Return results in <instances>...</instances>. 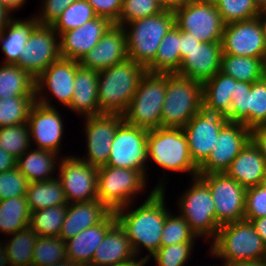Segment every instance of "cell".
I'll return each instance as SVG.
<instances>
[{
    "label": "cell",
    "instance_id": "obj_1",
    "mask_svg": "<svg viewBox=\"0 0 266 266\" xmlns=\"http://www.w3.org/2000/svg\"><path fill=\"white\" fill-rule=\"evenodd\" d=\"M159 180L160 184L155 185L146 200L136 209L132 210L135 206L131 203L114 211L117 222L125 231L137 258L140 257L142 248L148 250L147 255L140 257L147 261L160 248L163 225L170 210L165 205L166 180Z\"/></svg>",
    "mask_w": 266,
    "mask_h": 266
},
{
    "label": "cell",
    "instance_id": "obj_2",
    "mask_svg": "<svg viewBox=\"0 0 266 266\" xmlns=\"http://www.w3.org/2000/svg\"><path fill=\"white\" fill-rule=\"evenodd\" d=\"M146 71L144 66L129 58L99 71L98 104L100 112L123 115Z\"/></svg>",
    "mask_w": 266,
    "mask_h": 266
},
{
    "label": "cell",
    "instance_id": "obj_3",
    "mask_svg": "<svg viewBox=\"0 0 266 266\" xmlns=\"http://www.w3.org/2000/svg\"><path fill=\"white\" fill-rule=\"evenodd\" d=\"M209 247V254L222 259L223 266L266 259V245L245 219L221 225Z\"/></svg>",
    "mask_w": 266,
    "mask_h": 266
},
{
    "label": "cell",
    "instance_id": "obj_4",
    "mask_svg": "<svg viewBox=\"0 0 266 266\" xmlns=\"http://www.w3.org/2000/svg\"><path fill=\"white\" fill-rule=\"evenodd\" d=\"M148 161L169 172L198 176V166L192 161L188 139L183 128L159 127L148 130Z\"/></svg>",
    "mask_w": 266,
    "mask_h": 266
},
{
    "label": "cell",
    "instance_id": "obj_5",
    "mask_svg": "<svg viewBox=\"0 0 266 266\" xmlns=\"http://www.w3.org/2000/svg\"><path fill=\"white\" fill-rule=\"evenodd\" d=\"M174 25L175 15L169 9L125 24L128 58L146 68L155 59L162 39Z\"/></svg>",
    "mask_w": 266,
    "mask_h": 266
},
{
    "label": "cell",
    "instance_id": "obj_6",
    "mask_svg": "<svg viewBox=\"0 0 266 266\" xmlns=\"http://www.w3.org/2000/svg\"><path fill=\"white\" fill-rule=\"evenodd\" d=\"M167 73L147 72L142 76L124 121L145 129L161 127V111L166 94Z\"/></svg>",
    "mask_w": 266,
    "mask_h": 266
},
{
    "label": "cell",
    "instance_id": "obj_7",
    "mask_svg": "<svg viewBox=\"0 0 266 266\" xmlns=\"http://www.w3.org/2000/svg\"><path fill=\"white\" fill-rule=\"evenodd\" d=\"M201 99L202 83L167 73L161 127L183 128L198 113Z\"/></svg>",
    "mask_w": 266,
    "mask_h": 266
},
{
    "label": "cell",
    "instance_id": "obj_8",
    "mask_svg": "<svg viewBox=\"0 0 266 266\" xmlns=\"http://www.w3.org/2000/svg\"><path fill=\"white\" fill-rule=\"evenodd\" d=\"M191 185L177 199L180 215L186 220L198 238L214 240L219 226L216 223L215 203L208 185L199 177H193Z\"/></svg>",
    "mask_w": 266,
    "mask_h": 266
},
{
    "label": "cell",
    "instance_id": "obj_9",
    "mask_svg": "<svg viewBox=\"0 0 266 266\" xmlns=\"http://www.w3.org/2000/svg\"><path fill=\"white\" fill-rule=\"evenodd\" d=\"M148 177L141 170L98 167L97 197L111 211L131 204L136 195L145 193Z\"/></svg>",
    "mask_w": 266,
    "mask_h": 266
},
{
    "label": "cell",
    "instance_id": "obj_10",
    "mask_svg": "<svg viewBox=\"0 0 266 266\" xmlns=\"http://www.w3.org/2000/svg\"><path fill=\"white\" fill-rule=\"evenodd\" d=\"M227 122L221 110L203 98L200 100L198 113L183 127L191 159L198 167L208 158L221 128Z\"/></svg>",
    "mask_w": 266,
    "mask_h": 266
},
{
    "label": "cell",
    "instance_id": "obj_11",
    "mask_svg": "<svg viewBox=\"0 0 266 266\" xmlns=\"http://www.w3.org/2000/svg\"><path fill=\"white\" fill-rule=\"evenodd\" d=\"M173 12L181 31L200 42H221L225 23L213 0L182 3Z\"/></svg>",
    "mask_w": 266,
    "mask_h": 266
},
{
    "label": "cell",
    "instance_id": "obj_12",
    "mask_svg": "<svg viewBox=\"0 0 266 266\" xmlns=\"http://www.w3.org/2000/svg\"><path fill=\"white\" fill-rule=\"evenodd\" d=\"M147 135L148 129L124 121L114 135L106 166L141 170L148 176Z\"/></svg>",
    "mask_w": 266,
    "mask_h": 266
},
{
    "label": "cell",
    "instance_id": "obj_13",
    "mask_svg": "<svg viewBox=\"0 0 266 266\" xmlns=\"http://www.w3.org/2000/svg\"><path fill=\"white\" fill-rule=\"evenodd\" d=\"M57 178L61 181L67 203L89 202L98 199V168L80 156H60Z\"/></svg>",
    "mask_w": 266,
    "mask_h": 266
},
{
    "label": "cell",
    "instance_id": "obj_14",
    "mask_svg": "<svg viewBox=\"0 0 266 266\" xmlns=\"http://www.w3.org/2000/svg\"><path fill=\"white\" fill-rule=\"evenodd\" d=\"M209 187L216 210V223L221 225L244 219L246 188L224 173L198 175Z\"/></svg>",
    "mask_w": 266,
    "mask_h": 266
},
{
    "label": "cell",
    "instance_id": "obj_15",
    "mask_svg": "<svg viewBox=\"0 0 266 266\" xmlns=\"http://www.w3.org/2000/svg\"><path fill=\"white\" fill-rule=\"evenodd\" d=\"M78 65L79 61L64 58H60L51 63L35 79L36 101L48 107H55L51 99L48 98L50 94L60 102V105L68 108L72 100L75 74ZM47 92L50 93L47 95L45 94Z\"/></svg>",
    "mask_w": 266,
    "mask_h": 266
},
{
    "label": "cell",
    "instance_id": "obj_16",
    "mask_svg": "<svg viewBox=\"0 0 266 266\" xmlns=\"http://www.w3.org/2000/svg\"><path fill=\"white\" fill-rule=\"evenodd\" d=\"M222 54L262 58L266 62V39L259 17L225 24Z\"/></svg>",
    "mask_w": 266,
    "mask_h": 266
},
{
    "label": "cell",
    "instance_id": "obj_17",
    "mask_svg": "<svg viewBox=\"0 0 266 266\" xmlns=\"http://www.w3.org/2000/svg\"><path fill=\"white\" fill-rule=\"evenodd\" d=\"M60 58L59 35L52 26L39 24L26 42L18 66L36 79Z\"/></svg>",
    "mask_w": 266,
    "mask_h": 266
},
{
    "label": "cell",
    "instance_id": "obj_18",
    "mask_svg": "<svg viewBox=\"0 0 266 266\" xmlns=\"http://www.w3.org/2000/svg\"><path fill=\"white\" fill-rule=\"evenodd\" d=\"M251 140V129L242 123L227 122L220 130L214 148L198 167V174L224 173Z\"/></svg>",
    "mask_w": 266,
    "mask_h": 266
},
{
    "label": "cell",
    "instance_id": "obj_19",
    "mask_svg": "<svg viewBox=\"0 0 266 266\" xmlns=\"http://www.w3.org/2000/svg\"><path fill=\"white\" fill-rule=\"evenodd\" d=\"M84 119L87 154L82 160L97 168L104 166L110 155L114 135L124 122L123 115L102 113Z\"/></svg>",
    "mask_w": 266,
    "mask_h": 266
},
{
    "label": "cell",
    "instance_id": "obj_20",
    "mask_svg": "<svg viewBox=\"0 0 266 266\" xmlns=\"http://www.w3.org/2000/svg\"><path fill=\"white\" fill-rule=\"evenodd\" d=\"M57 107H48L37 101L32 106L27 125L29 127L31 145L35 142L36 149H42L60 154L62 136L64 134V119L62 120Z\"/></svg>",
    "mask_w": 266,
    "mask_h": 266
},
{
    "label": "cell",
    "instance_id": "obj_21",
    "mask_svg": "<svg viewBox=\"0 0 266 266\" xmlns=\"http://www.w3.org/2000/svg\"><path fill=\"white\" fill-rule=\"evenodd\" d=\"M128 58L126 32L123 26L112 24L98 44L79 61V65L102 71Z\"/></svg>",
    "mask_w": 266,
    "mask_h": 266
},
{
    "label": "cell",
    "instance_id": "obj_22",
    "mask_svg": "<svg viewBox=\"0 0 266 266\" xmlns=\"http://www.w3.org/2000/svg\"><path fill=\"white\" fill-rule=\"evenodd\" d=\"M112 24L108 19L97 16L78 28L62 33L59 36L61 58L80 61L98 44Z\"/></svg>",
    "mask_w": 266,
    "mask_h": 266
},
{
    "label": "cell",
    "instance_id": "obj_23",
    "mask_svg": "<svg viewBox=\"0 0 266 266\" xmlns=\"http://www.w3.org/2000/svg\"><path fill=\"white\" fill-rule=\"evenodd\" d=\"M221 56V42H201L181 60L176 74L203 84L220 72Z\"/></svg>",
    "mask_w": 266,
    "mask_h": 266
},
{
    "label": "cell",
    "instance_id": "obj_24",
    "mask_svg": "<svg viewBox=\"0 0 266 266\" xmlns=\"http://www.w3.org/2000/svg\"><path fill=\"white\" fill-rule=\"evenodd\" d=\"M112 211L98 199L67 204L59 237L65 242L81 231L102 222Z\"/></svg>",
    "mask_w": 266,
    "mask_h": 266
},
{
    "label": "cell",
    "instance_id": "obj_25",
    "mask_svg": "<svg viewBox=\"0 0 266 266\" xmlns=\"http://www.w3.org/2000/svg\"><path fill=\"white\" fill-rule=\"evenodd\" d=\"M116 222L115 213L112 211L102 222L65 241L67 260L89 266L92 263L96 248Z\"/></svg>",
    "mask_w": 266,
    "mask_h": 266
},
{
    "label": "cell",
    "instance_id": "obj_26",
    "mask_svg": "<svg viewBox=\"0 0 266 266\" xmlns=\"http://www.w3.org/2000/svg\"><path fill=\"white\" fill-rule=\"evenodd\" d=\"M137 260L123 228L116 222L96 248L89 266H118Z\"/></svg>",
    "mask_w": 266,
    "mask_h": 266
},
{
    "label": "cell",
    "instance_id": "obj_27",
    "mask_svg": "<svg viewBox=\"0 0 266 266\" xmlns=\"http://www.w3.org/2000/svg\"><path fill=\"white\" fill-rule=\"evenodd\" d=\"M225 173L246 189L261 185L266 173V159L250 140Z\"/></svg>",
    "mask_w": 266,
    "mask_h": 266
},
{
    "label": "cell",
    "instance_id": "obj_28",
    "mask_svg": "<svg viewBox=\"0 0 266 266\" xmlns=\"http://www.w3.org/2000/svg\"><path fill=\"white\" fill-rule=\"evenodd\" d=\"M97 70L77 66L74 80V91L70 106L67 108L82 117L102 114L98 104Z\"/></svg>",
    "mask_w": 266,
    "mask_h": 266
},
{
    "label": "cell",
    "instance_id": "obj_29",
    "mask_svg": "<svg viewBox=\"0 0 266 266\" xmlns=\"http://www.w3.org/2000/svg\"><path fill=\"white\" fill-rule=\"evenodd\" d=\"M33 16V17H32ZM25 19H9L8 25L0 32V45L4 53L2 64L18 65L19 56L33 30L39 25L35 15Z\"/></svg>",
    "mask_w": 266,
    "mask_h": 266
},
{
    "label": "cell",
    "instance_id": "obj_30",
    "mask_svg": "<svg viewBox=\"0 0 266 266\" xmlns=\"http://www.w3.org/2000/svg\"><path fill=\"white\" fill-rule=\"evenodd\" d=\"M59 158L57 153L31 147L17 159L16 167L29 183L47 181L57 177Z\"/></svg>",
    "mask_w": 266,
    "mask_h": 266
},
{
    "label": "cell",
    "instance_id": "obj_31",
    "mask_svg": "<svg viewBox=\"0 0 266 266\" xmlns=\"http://www.w3.org/2000/svg\"><path fill=\"white\" fill-rule=\"evenodd\" d=\"M220 72L235 80L253 83L266 75V62L262 58L222 54Z\"/></svg>",
    "mask_w": 266,
    "mask_h": 266
},
{
    "label": "cell",
    "instance_id": "obj_32",
    "mask_svg": "<svg viewBox=\"0 0 266 266\" xmlns=\"http://www.w3.org/2000/svg\"><path fill=\"white\" fill-rule=\"evenodd\" d=\"M180 29L174 25L162 39L155 59L146 67L151 73H176L180 68Z\"/></svg>",
    "mask_w": 266,
    "mask_h": 266
},
{
    "label": "cell",
    "instance_id": "obj_33",
    "mask_svg": "<svg viewBox=\"0 0 266 266\" xmlns=\"http://www.w3.org/2000/svg\"><path fill=\"white\" fill-rule=\"evenodd\" d=\"M26 199L31 212L68 204L61 181L57 177L47 181L30 182L27 186Z\"/></svg>",
    "mask_w": 266,
    "mask_h": 266
},
{
    "label": "cell",
    "instance_id": "obj_34",
    "mask_svg": "<svg viewBox=\"0 0 266 266\" xmlns=\"http://www.w3.org/2000/svg\"><path fill=\"white\" fill-rule=\"evenodd\" d=\"M35 96V78L18 65L0 64V98Z\"/></svg>",
    "mask_w": 266,
    "mask_h": 266
},
{
    "label": "cell",
    "instance_id": "obj_35",
    "mask_svg": "<svg viewBox=\"0 0 266 266\" xmlns=\"http://www.w3.org/2000/svg\"><path fill=\"white\" fill-rule=\"evenodd\" d=\"M30 215L26 196L0 200V233L8 236L28 227Z\"/></svg>",
    "mask_w": 266,
    "mask_h": 266
},
{
    "label": "cell",
    "instance_id": "obj_36",
    "mask_svg": "<svg viewBox=\"0 0 266 266\" xmlns=\"http://www.w3.org/2000/svg\"><path fill=\"white\" fill-rule=\"evenodd\" d=\"M4 242L9 266H32L33 249L38 235L28 226Z\"/></svg>",
    "mask_w": 266,
    "mask_h": 266
},
{
    "label": "cell",
    "instance_id": "obj_37",
    "mask_svg": "<svg viewBox=\"0 0 266 266\" xmlns=\"http://www.w3.org/2000/svg\"><path fill=\"white\" fill-rule=\"evenodd\" d=\"M234 83V78L217 72L202 84V98L227 115L230 112L231 95H234Z\"/></svg>",
    "mask_w": 266,
    "mask_h": 266
},
{
    "label": "cell",
    "instance_id": "obj_38",
    "mask_svg": "<svg viewBox=\"0 0 266 266\" xmlns=\"http://www.w3.org/2000/svg\"><path fill=\"white\" fill-rule=\"evenodd\" d=\"M67 205L51 206L31 212L29 227L42 237H57L65 220Z\"/></svg>",
    "mask_w": 266,
    "mask_h": 266
},
{
    "label": "cell",
    "instance_id": "obj_39",
    "mask_svg": "<svg viewBox=\"0 0 266 266\" xmlns=\"http://www.w3.org/2000/svg\"><path fill=\"white\" fill-rule=\"evenodd\" d=\"M35 96L0 98V127L27 123Z\"/></svg>",
    "mask_w": 266,
    "mask_h": 266
},
{
    "label": "cell",
    "instance_id": "obj_40",
    "mask_svg": "<svg viewBox=\"0 0 266 266\" xmlns=\"http://www.w3.org/2000/svg\"><path fill=\"white\" fill-rule=\"evenodd\" d=\"M96 17L93 8L86 0H77L61 13L52 27L60 36L62 33L78 28Z\"/></svg>",
    "mask_w": 266,
    "mask_h": 266
},
{
    "label": "cell",
    "instance_id": "obj_41",
    "mask_svg": "<svg viewBox=\"0 0 266 266\" xmlns=\"http://www.w3.org/2000/svg\"><path fill=\"white\" fill-rule=\"evenodd\" d=\"M65 260L66 244L59 236H38L33 249L32 266H48Z\"/></svg>",
    "mask_w": 266,
    "mask_h": 266
},
{
    "label": "cell",
    "instance_id": "obj_42",
    "mask_svg": "<svg viewBox=\"0 0 266 266\" xmlns=\"http://www.w3.org/2000/svg\"><path fill=\"white\" fill-rule=\"evenodd\" d=\"M0 147L16 160L30 149L32 145L27 123L0 127Z\"/></svg>",
    "mask_w": 266,
    "mask_h": 266
},
{
    "label": "cell",
    "instance_id": "obj_43",
    "mask_svg": "<svg viewBox=\"0 0 266 266\" xmlns=\"http://www.w3.org/2000/svg\"><path fill=\"white\" fill-rule=\"evenodd\" d=\"M160 247L170 246L176 243H195L198 240L186 220L180 215L167 213L162 229Z\"/></svg>",
    "mask_w": 266,
    "mask_h": 266
},
{
    "label": "cell",
    "instance_id": "obj_44",
    "mask_svg": "<svg viewBox=\"0 0 266 266\" xmlns=\"http://www.w3.org/2000/svg\"><path fill=\"white\" fill-rule=\"evenodd\" d=\"M225 24L256 18L261 10L254 0H213Z\"/></svg>",
    "mask_w": 266,
    "mask_h": 266
},
{
    "label": "cell",
    "instance_id": "obj_45",
    "mask_svg": "<svg viewBox=\"0 0 266 266\" xmlns=\"http://www.w3.org/2000/svg\"><path fill=\"white\" fill-rule=\"evenodd\" d=\"M266 125V75L248 91V128Z\"/></svg>",
    "mask_w": 266,
    "mask_h": 266
},
{
    "label": "cell",
    "instance_id": "obj_46",
    "mask_svg": "<svg viewBox=\"0 0 266 266\" xmlns=\"http://www.w3.org/2000/svg\"><path fill=\"white\" fill-rule=\"evenodd\" d=\"M163 10L157 0H123L118 25L124 26L131 21L150 17Z\"/></svg>",
    "mask_w": 266,
    "mask_h": 266
},
{
    "label": "cell",
    "instance_id": "obj_47",
    "mask_svg": "<svg viewBox=\"0 0 266 266\" xmlns=\"http://www.w3.org/2000/svg\"><path fill=\"white\" fill-rule=\"evenodd\" d=\"M195 243H176L160 247L151 257L157 266H185L190 261Z\"/></svg>",
    "mask_w": 266,
    "mask_h": 266
},
{
    "label": "cell",
    "instance_id": "obj_48",
    "mask_svg": "<svg viewBox=\"0 0 266 266\" xmlns=\"http://www.w3.org/2000/svg\"><path fill=\"white\" fill-rule=\"evenodd\" d=\"M252 83L236 80L234 95L230 104V112L226 115L228 122L242 123L248 128V91Z\"/></svg>",
    "mask_w": 266,
    "mask_h": 266
},
{
    "label": "cell",
    "instance_id": "obj_49",
    "mask_svg": "<svg viewBox=\"0 0 266 266\" xmlns=\"http://www.w3.org/2000/svg\"><path fill=\"white\" fill-rule=\"evenodd\" d=\"M29 182L17 167L0 173V200L26 196Z\"/></svg>",
    "mask_w": 266,
    "mask_h": 266
},
{
    "label": "cell",
    "instance_id": "obj_50",
    "mask_svg": "<svg viewBox=\"0 0 266 266\" xmlns=\"http://www.w3.org/2000/svg\"><path fill=\"white\" fill-rule=\"evenodd\" d=\"M266 216V189L262 185L247 188L244 219Z\"/></svg>",
    "mask_w": 266,
    "mask_h": 266
},
{
    "label": "cell",
    "instance_id": "obj_51",
    "mask_svg": "<svg viewBox=\"0 0 266 266\" xmlns=\"http://www.w3.org/2000/svg\"><path fill=\"white\" fill-rule=\"evenodd\" d=\"M77 0H43L40 12L35 13L40 25L52 26L60 17L61 13Z\"/></svg>",
    "mask_w": 266,
    "mask_h": 266
},
{
    "label": "cell",
    "instance_id": "obj_52",
    "mask_svg": "<svg viewBox=\"0 0 266 266\" xmlns=\"http://www.w3.org/2000/svg\"><path fill=\"white\" fill-rule=\"evenodd\" d=\"M99 17L118 25L123 0H86Z\"/></svg>",
    "mask_w": 266,
    "mask_h": 266
},
{
    "label": "cell",
    "instance_id": "obj_53",
    "mask_svg": "<svg viewBox=\"0 0 266 266\" xmlns=\"http://www.w3.org/2000/svg\"><path fill=\"white\" fill-rule=\"evenodd\" d=\"M251 140L258 147L260 153L266 159V125H261L252 128Z\"/></svg>",
    "mask_w": 266,
    "mask_h": 266
},
{
    "label": "cell",
    "instance_id": "obj_54",
    "mask_svg": "<svg viewBox=\"0 0 266 266\" xmlns=\"http://www.w3.org/2000/svg\"><path fill=\"white\" fill-rule=\"evenodd\" d=\"M201 42L193 37L192 34L180 30V53L181 60L188 55V52Z\"/></svg>",
    "mask_w": 266,
    "mask_h": 266
},
{
    "label": "cell",
    "instance_id": "obj_55",
    "mask_svg": "<svg viewBox=\"0 0 266 266\" xmlns=\"http://www.w3.org/2000/svg\"><path fill=\"white\" fill-rule=\"evenodd\" d=\"M16 159L0 147V173L16 167Z\"/></svg>",
    "mask_w": 266,
    "mask_h": 266
},
{
    "label": "cell",
    "instance_id": "obj_56",
    "mask_svg": "<svg viewBox=\"0 0 266 266\" xmlns=\"http://www.w3.org/2000/svg\"><path fill=\"white\" fill-rule=\"evenodd\" d=\"M252 223L256 232L262 238L264 244L266 245V216L257 219H245Z\"/></svg>",
    "mask_w": 266,
    "mask_h": 266
},
{
    "label": "cell",
    "instance_id": "obj_57",
    "mask_svg": "<svg viewBox=\"0 0 266 266\" xmlns=\"http://www.w3.org/2000/svg\"><path fill=\"white\" fill-rule=\"evenodd\" d=\"M1 5L12 15L15 11H19L26 3V0H0Z\"/></svg>",
    "mask_w": 266,
    "mask_h": 266
},
{
    "label": "cell",
    "instance_id": "obj_58",
    "mask_svg": "<svg viewBox=\"0 0 266 266\" xmlns=\"http://www.w3.org/2000/svg\"><path fill=\"white\" fill-rule=\"evenodd\" d=\"M12 15L0 3V32L8 25Z\"/></svg>",
    "mask_w": 266,
    "mask_h": 266
},
{
    "label": "cell",
    "instance_id": "obj_59",
    "mask_svg": "<svg viewBox=\"0 0 266 266\" xmlns=\"http://www.w3.org/2000/svg\"><path fill=\"white\" fill-rule=\"evenodd\" d=\"M0 266H9L3 239L0 240Z\"/></svg>",
    "mask_w": 266,
    "mask_h": 266
},
{
    "label": "cell",
    "instance_id": "obj_60",
    "mask_svg": "<svg viewBox=\"0 0 266 266\" xmlns=\"http://www.w3.org/2000/svg\"><path fill=\"white\" fill-rule=\"evenodd\" d=\"M228 266H266V259L249 262H239Z\"/></svg>",
    "mask_w": 266,
    "mask_h": 266
},
{
    "label": "cell",
    "instance_id": "obj_61",
    "mask_svg": "<svg viewBox=\"0 0 266 266\" xmlns=\"http://www.w3.org/2000/svg\"><path fill=\"white\" fill-rule=\"evenodd\" d=\"M164 9L174 10L178 7V0H157Z\"/></svg>",
    "mask_w": 266,
    "mask_h": 266
},
{
    "label": "cell",
    "instance_id": "obj_62",
    "mask_svg": "<svg viewBox=\"0 0 266 266\" xmlns=\"http://www.w3.org/2000/svg\"><path fill=\"white\" fill-rule=\"evenodd\" d=\"M146 263H148L147 260L140 258V259L134 260L132 262H128V263L118 265V266H145Z\"/></svg>",
    "mask_w": 266,
    "mask_h": 266
},
{
    "label": "cell",
    "instance_id": "obj_63",
    "mask_svg": "<svg viewBox=\"0 0 266 266\" xmlns=\"http://www.w3.org/2000/svg\"><path fill=\"white\" fill-rule=\"evenodd\" d=\"M48 266H83V265H81L79 263H74L70 260H65L63 262L54 263V264H51Z\"/></svg>",
    "mask_w": 266,
    "mask_h": 266
},
{
    "label": "cell",
    "instance_id": "obj_64",
    "mask_svg": "<svg viewBox=\"0 0 266 266\" xmlns=\"http://www.w3.org/2000/svg\"><path fill=\"white\" fill-rule=\"evenodd\" d=\"M258 17L260 18V21L262 23L264 35L266 39V10H261V13L259 14Z\"/></svg>",
    "mask_w": 266,
    "mask_h": 266
},
{
    "label": "cell",
    "instance_id": "obj_65",
    "mask_svg": "<svg viewBox=\"0 0 266 266\" xmlns=\"http://www.w3.org/2000/svg\"><path fill=\"white\" fill-rule=\"evenodd\" d=\"M260 10H266V0H254Z\"/></svg>",
    "mask_w": 266,
    "mask_h": 266
},
{
    "label": "cell",
    "instance_id": "obj_66",
    "mask_svg": "<svg viewBox=\"0 0 266 266\" xmlns=\"http://www.w3.org/2000/svg\"><path fill=\"white\" fill-rule=\"evenodd\" d=\"M197 1H205V0H178V6L182 3H187V2H197Z\"/></svg>",
    "mask_w": 266,
    "mask_h": 266
},
{
    "label": "cell",
    "instance_id": "obj_67",
    "mask_svg": "<svg viewBox=\"0 0 266 266\" xmlns=\"http://www.w3.org/2000/svg\"><path fill=\"white\" fill-rule=\"evenodd\" d=\"M261 185L266 189V173H265V175H264V177L262 179Z\"/></svg>",
    "mask_w": 266,
    "mask_h": 266
}]
</instances>
